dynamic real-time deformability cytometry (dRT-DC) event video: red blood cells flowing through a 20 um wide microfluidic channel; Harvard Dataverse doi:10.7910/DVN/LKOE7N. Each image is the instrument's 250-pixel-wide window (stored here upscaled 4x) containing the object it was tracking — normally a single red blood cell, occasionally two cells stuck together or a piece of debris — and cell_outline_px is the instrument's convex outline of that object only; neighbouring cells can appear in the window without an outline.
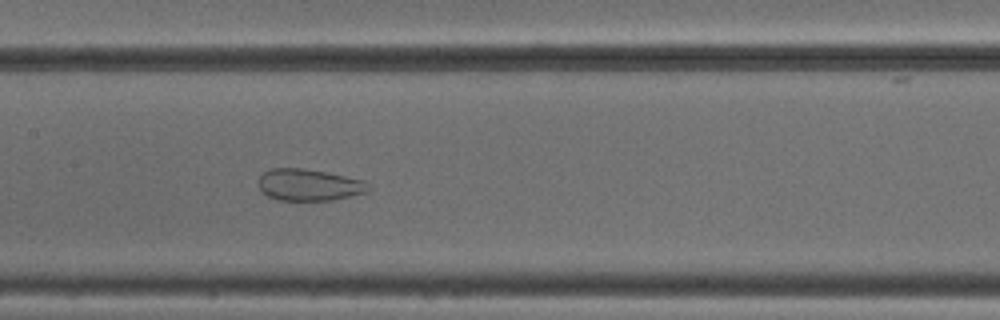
{"species": "common noctule bat (a hibernating species)", "species_latin": "Nyctalus noctula", "temperature_condition": "cold", "stored_images_in_passage": 51, "camera_frame_rate_fps": 3000, "um_per_image_px": 0.085, "animal": {"sex": "male", "body_mass_g": 18.8}, "frame": {"image": 1, "passage_image": 25, "time_ms": 8.0, "image_size_px": [1000, 320], "cell_outline_px": [[372, 188], [368, 192], [332, 200], [276, 200], [268, 196], [260, 188], [260, 176], [264, 172], [272, 168], [304, 168], [364, 180]], "centroid_in_image_um": [26.3, 15.72], "position_along_channel_um": 181.1, "area_um2": 20.17}}
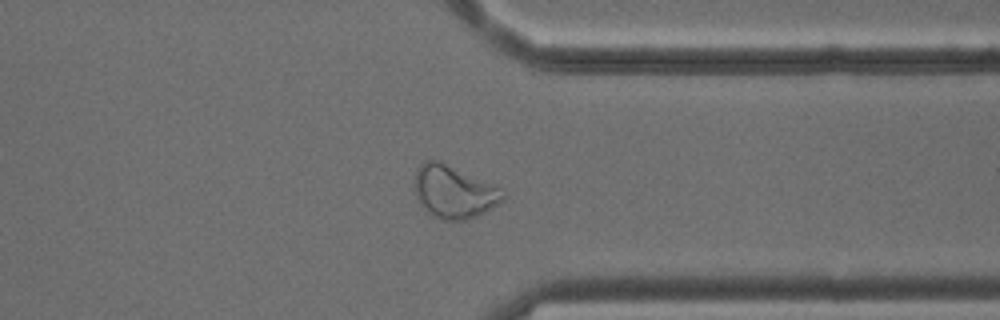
{"frame": {"image": 2, "passage_image": 40, "time_ms": 13.0, "image_size_px": [1000, 320], "cell_outline_px": [[504, 200], [492, 208], [476, 216], [464, 220], [440, 220], [432, 216], [424, 208], [416, 196], [416, 168], [424, 160], [436, 160], [488, 184], [496, 188], [504, 196]], "centroid_in_image_um": [38.51, 16.35], "position_along_channel_um": 372.9, "area_um2": 25.95}}
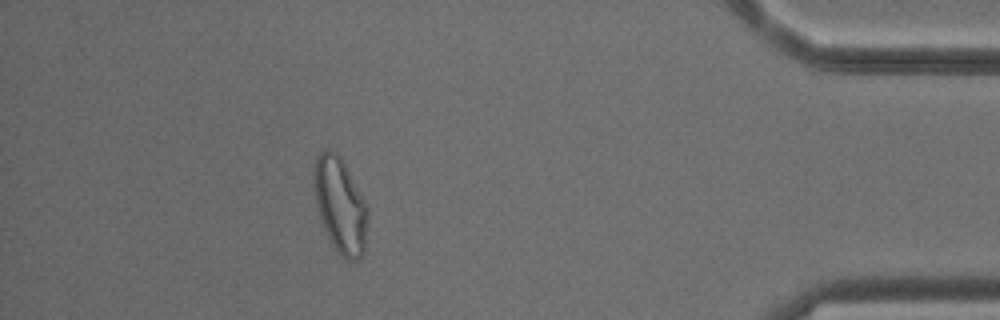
{"frame": {"image": 3, "passage_image": 46, "time_ms": 15.0, "image_size_px": [1000, 320], "cell_outline_px": [[368, 220], [364, 252], [356, 260], [348, 260], [332, 244], [328, 236], [320, 216], [316, 204], [312, 184], [312, 176], [316, 156], [320, 152], [328, 148], [336, 152], [340, 156], [364, 200], [368, 208]], "centroid_in_image_um": [28.9, 17.4], "position_along_channel_um": 406.3, "area_um2": 29.65}, "authors_computed_cell_mechanics": {"area_um2": 28.7266, "velocity_mm_per_s": 3.8687, "shape_relaxation_time_tau1_ms": null, "shape_relaxation_time_tau2_ms": 1.5136, "deformation_change_tau1": null, "deformation_change_tau2": 0.0832}}